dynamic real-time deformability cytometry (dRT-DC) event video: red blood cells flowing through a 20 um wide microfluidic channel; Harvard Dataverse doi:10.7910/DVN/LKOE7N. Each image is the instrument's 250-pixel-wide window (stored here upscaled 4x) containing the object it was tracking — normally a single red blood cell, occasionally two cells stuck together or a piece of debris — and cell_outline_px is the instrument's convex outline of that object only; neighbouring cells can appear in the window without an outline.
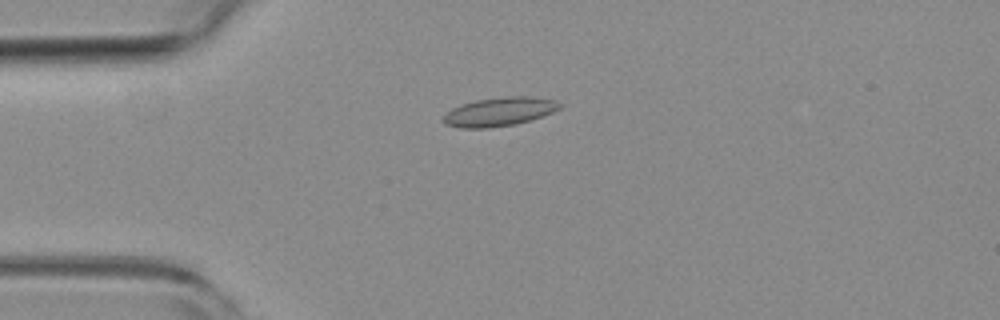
{"species": "common noctule bat (a hibernating species)", "species_latin": "Nyctalus noctula", "temperature_condition": "room temperature", "stored_images_in_passage": 47, "camera_frame_rate_fps": 3000, "um_per_image_px": 0.085, "animal": {"sex": "female", "body_mass_g": 19.3, "forearm_length_mm": 54.1}, "frame": {"image": 1, "passage_image": 7, "time_ms": 2.0, "image_size_px": [1000, 320], "cell_outline_px": [[564, 104], [560, 108], [552, 112], [516, 124], [488, 128], [460, 128], [444, 124], [444, 116], [452, 108], [460, 104], [476, 100], [504, 96], [532, 96], [556, 100]], "centroid_in_image_um": [42.45, 9.48], "position_along_channel_um": 42.5, "area_um2": 19.54}}
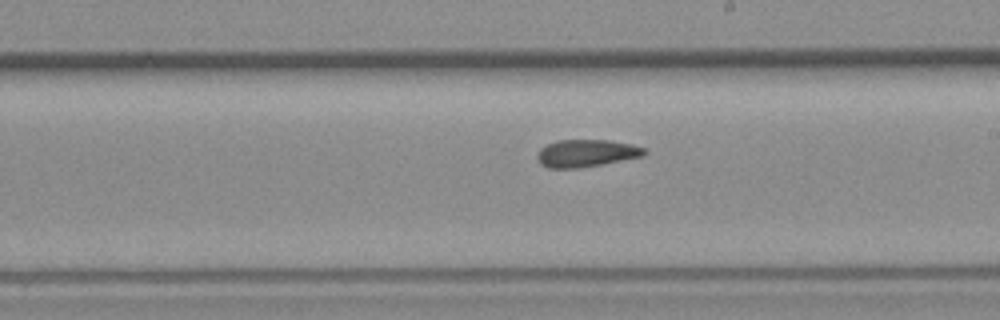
{"frame": {"image": 2, "passage_image": 24, "time_ms": 7.667, "image_size_px": [1000, 320], "cell_outline_px": [[648, 152], [644, 156], [580, 168], [548, 168], [540, 164], [536, 156], [540, 148], [556, 140], [612, 140], [632, 144], [644, 148]], "centroid_in_image_um": [49.84, 13.02], "position_along_channel_um": 239.2, "area_um2": 17.22}}
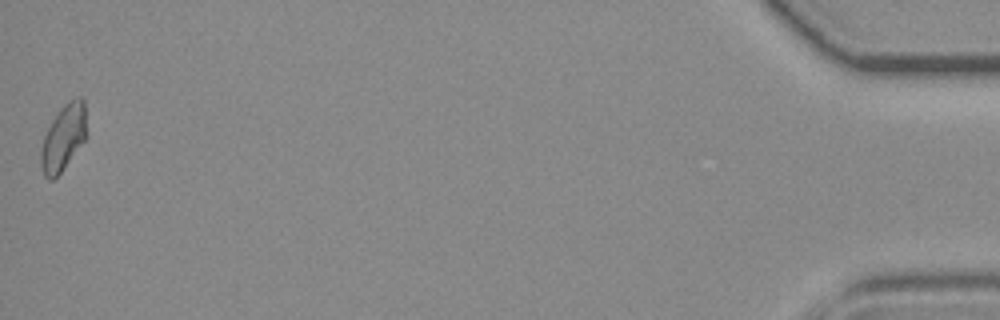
{"frame": {"image": 3, "passage_image": 47, "time_ms": 15.333, "image_size_px": [1000, 320], "cell_outline_px": [[84, 140], [60, 172], [52, 180], [48, 180], [44, 176], [40, 164], [40, 152], [44, 136], [52, 120], [60, 108], [68, 100], [76, 96], [80, 96], [84, 100]], "centroid_in_image_um": [5.34, 11.69], "position_along_channel_um": 429.9, "area_um2": 17.05}, "authors_computed_cell_mechanics": {"area_um2": 17.5712, "velocity_mm_per_s": 3.8402, "shape_relaxation_time_tau1_ms": null, "shape_relaxation_time_tau2_ms": 2.8233, "deformation_change_tau1": null, "deformation_change_tau2": 0.0852}}